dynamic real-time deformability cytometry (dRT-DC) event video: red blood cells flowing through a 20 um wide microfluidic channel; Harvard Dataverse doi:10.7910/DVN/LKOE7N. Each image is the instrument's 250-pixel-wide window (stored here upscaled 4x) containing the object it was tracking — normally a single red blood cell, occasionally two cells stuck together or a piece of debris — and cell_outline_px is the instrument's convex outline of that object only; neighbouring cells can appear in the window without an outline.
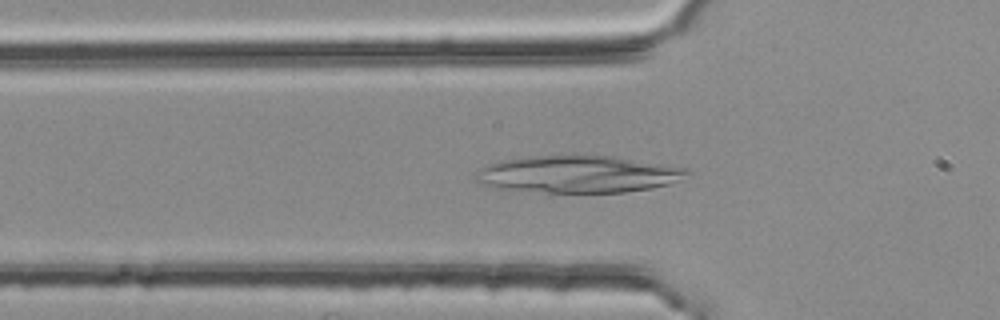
{"species": "common noctule bat (a hibernating species)", "species_latin": "Nyctalus noctula", "temperature_condition": "room temperature", "stored_images_in_passage": 37, "camera_frame_rate_fps": 3000, "um_per_image_px": 0.085, "animal": {"sex": "female", "body_mass_g": 25.1}, "frame": {"image": 1, "passage_image": 2, "time_ms": 0.333, "image_size_px": [1000, 320], "cell_outline_px": [[692, 172], [668, 184], [652, 188], [624, 192], [548, 196], [496, 188], [480, 184], [472, 176], [480, 168], [488, 164], [500, 160], [528, 156], [572, 152], [616, 156], [688, 168]], "centroid_in_image_um": [49.02, 14.82], "position_along_channel_um": 76.8, "area_um2": 48.73}}
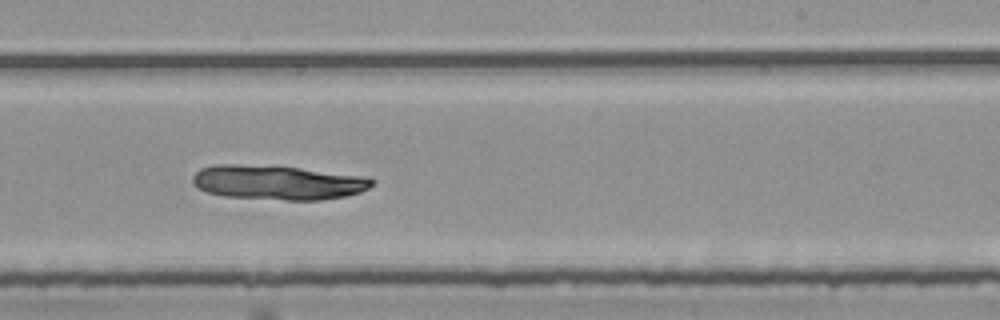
{"frame": {"image": 2, "passage_image": 17, "time_ms": 5.333, "image_size_px": [1000, 320], "cell_outline_px": [[376, 180], [368, 188], [360, 192], [344, 196], [320, 200], [284, 200], [224, 196], [208, 192], [200, 188], [192, 180], [192, 176], [200, 168], [216, 164], [276, 164], [368, 176]], "centroid_in_image_um": [23.66, 15.47], "position_along_channel_um": 265.3, "area_um2": 36.76}}
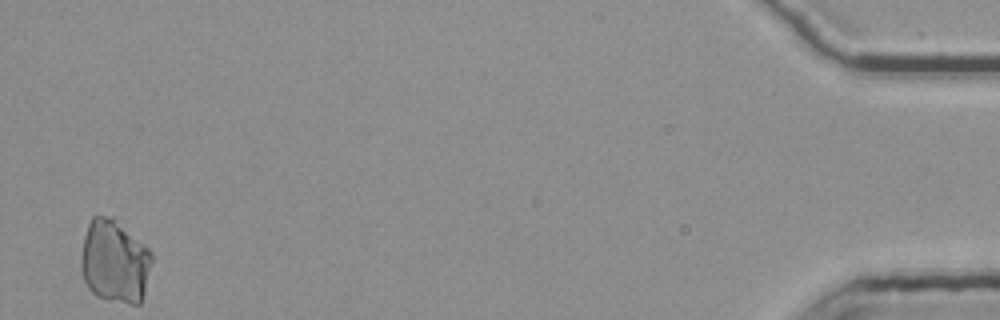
{"frame": {"image": 3, "passage_image": 37, "time_ms": 12.0, "image_size_px": [1000, 320], "cell_outline_px": [[152, 260], [144, 292], [140, 304], [128, 304], [108, 300], [96, 296], [88, 288], [84, 280], [80, 268], [80, 260], [84, 236], [88, 224], [92, 216], [116, 216], [152, 252]], "centroid_in_image_um": [9.74, 22.19], "position_along_channel_um": 425.5, "area_um2": 34.91}}